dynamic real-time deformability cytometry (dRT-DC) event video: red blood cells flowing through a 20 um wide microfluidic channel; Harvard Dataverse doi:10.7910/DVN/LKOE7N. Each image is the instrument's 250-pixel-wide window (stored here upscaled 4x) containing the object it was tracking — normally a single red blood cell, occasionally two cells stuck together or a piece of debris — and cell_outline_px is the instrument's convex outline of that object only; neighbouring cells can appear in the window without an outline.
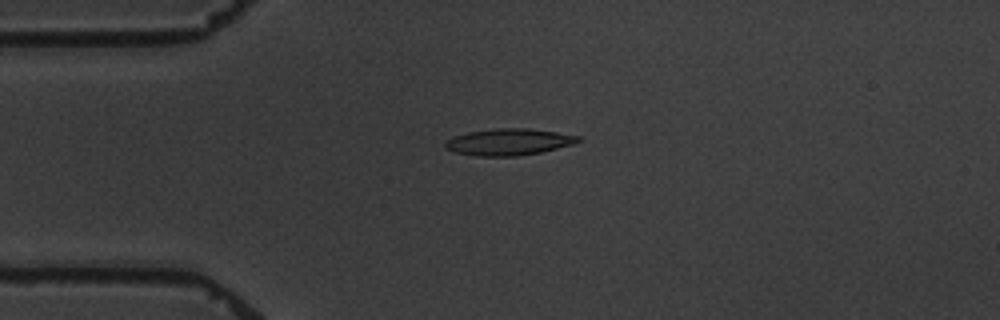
{"species": "common noctule bat (a hibernating species)", "species_latin": "Nyctalus noctula", "temperature_condition": "warm", "stored_images_in_passage": 4, "camera_frame_rate_fps": 3000, "um_per_image_px": 0.085, "animal": {"sex": "male", "body_mass_g": 19.5, "forearm_length_mm": 54.6}, "frame": {"image": 1, "passage_image": 4, "time_ms": 3.667, "image_size_px": [1000, 320], "cell_outline_px": [[584, 140], [572, 144], [540, 152], [516, 156], [476, 156], [452, 152], [444, 148], [444, 144], [452, 136], [468, 132], [496, 128], [528, 128], [556, 132], [580, 136]], "centroid_in_image_um": [43.21, 12.06], "position_along_channel_um": 41.8, "area_um2": 20.69}}